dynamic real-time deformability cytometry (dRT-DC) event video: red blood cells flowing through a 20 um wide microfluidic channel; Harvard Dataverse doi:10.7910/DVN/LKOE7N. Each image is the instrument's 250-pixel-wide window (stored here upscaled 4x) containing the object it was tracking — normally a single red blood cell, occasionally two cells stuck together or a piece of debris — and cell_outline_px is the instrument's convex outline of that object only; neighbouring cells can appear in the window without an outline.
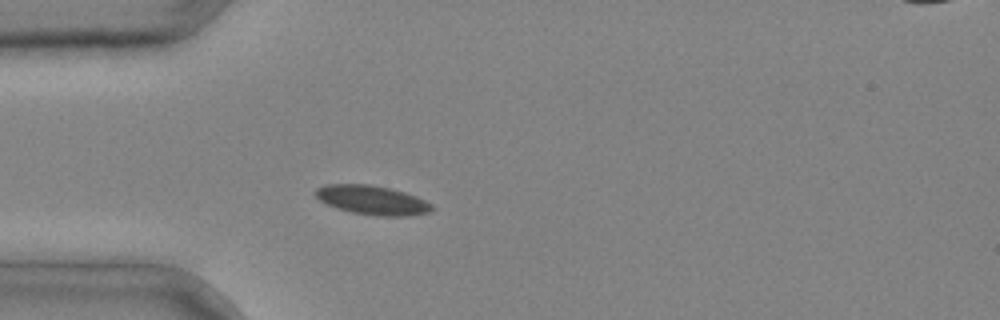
{"species": "common noctule bat (a hibernating species)", "species_latin": "Nyctalus noctula", "temperature_condition": "cold", "stored_images_in_passage": 5, "camera_frame_rate_fps": 3000, "um_per_image_px": 0.085, "animal": {"sex": "male", "body_mass_g": 20.4}, "frame": {"image": 1, "passage_image": 5, "time_ms": 1.333, "image_size_px": [1000, 320], "cell_outline_px": [[432, 212], [408, 216], [376, 216], [352, 212], [336, 208], [320, 200], [316, 196], [316, 188], [328, 184], [368, 184], [388, 188], [404, 192], [416, 196], [432, 204]], "centroid_in_image_um": [31.66, 17.01], "position_along_channel_um": 53.3, "area_um2": 19.65}}